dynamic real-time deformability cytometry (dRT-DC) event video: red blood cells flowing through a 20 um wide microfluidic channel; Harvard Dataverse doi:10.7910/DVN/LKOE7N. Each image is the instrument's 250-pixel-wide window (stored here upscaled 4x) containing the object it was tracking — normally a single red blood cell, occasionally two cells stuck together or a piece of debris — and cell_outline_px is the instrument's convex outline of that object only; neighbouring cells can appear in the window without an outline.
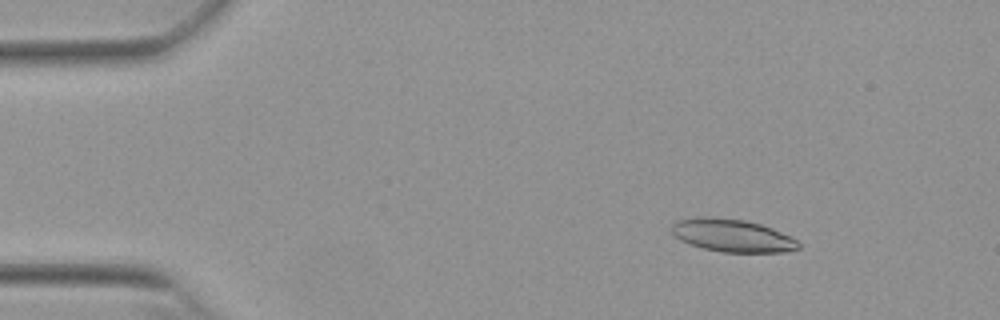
{"species": "Egyptian fruit bat (a non-hibernating species)", "species_latin": "Rousettus aegyptiacus", "temperature_condition": "warm", "stored_images_in_passage": 54, "camera_frame_rate_fps": 3000, "um_per_image_px": 0.085, "animal": {"sex": "female"}, "frame": {"image": 1, "passage_image": 8, "time_ms": 2.333, "image_size_px": [1000, 320], "cell_outline_px": [[800, 248], [788, 252], [724, 252], [704, 248], [688, 244], [672, 236], [672, 224], [676, 220], [704, 216], [712, 216], [744, 220], [760, 224], [772, 228], [792, 236], [800, 244]], "centroid_in_image_um": [62.24, 20.01], "position_along_channel_um": 22.8, "area_um2": 24.45}}
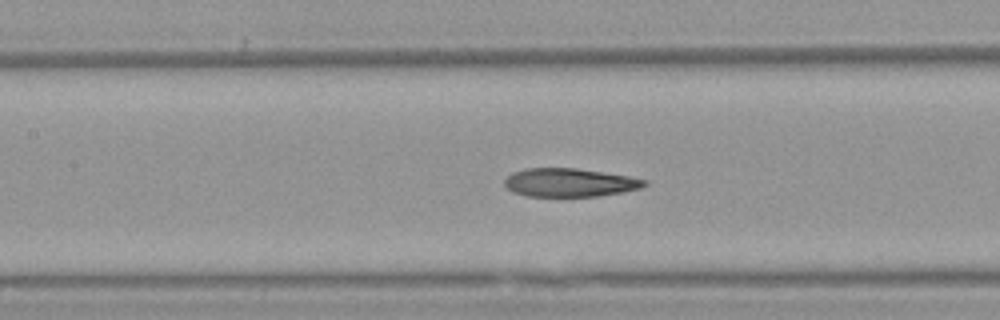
{"frame": {"image": 2, "passage_image": 25, "time_ms": 8.0, "image_size_px": [1000, 320], "cell_outline_px": [[648, 184], [640, 188], [624, 192], [596, 196], [528, 196], [512, 192], [504, 184], [504, 180], [512, 172], [528, 168], [576, 168], [628, 176], [648, 180]], "centroid_in_image_um": [48.42, 15.51], "position_along_channel_um": 159.0, "area_um2": 23.12}}
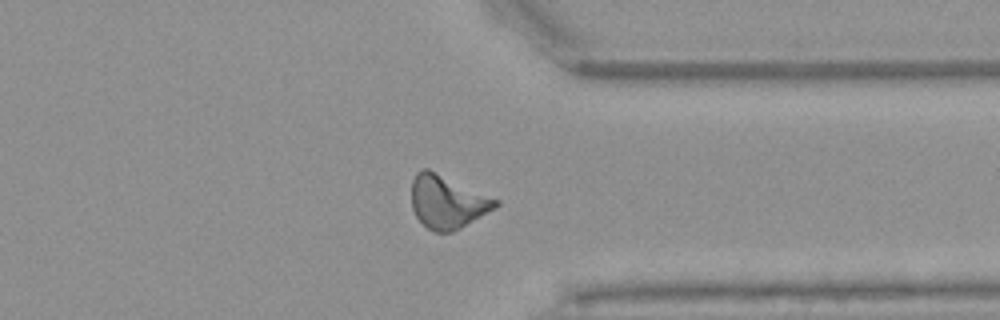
{"frame": {"image": 3, "passage_image": 42, "time_ms": 13.667, "image_size_px": [1000, 320], "cell_outline_px": [[500, 204], [496, 208], [460, 228], [452, 232], [436, 232], [428, 228], [416, 216], [412, 208], [412, 180], [416, 172], [420, 168], [428, 168], [500, 200]], "centroid_in_image_um": [38.03, 17.14], "position_along_channel_um": 373.4, "area_um2": 26.01}, "authors_computed_cell_mechanics": {"area_um2": 24.3916, "velocity_mm_per_s": 3.8466, "shape_relaxation_time_tau1_ms": 7.6426, "shape_relaxation_time_tau2_ms": 3.2176, "deformation_change_tau1": 0.2081, "deformation_change_tau2": 0.1333}}